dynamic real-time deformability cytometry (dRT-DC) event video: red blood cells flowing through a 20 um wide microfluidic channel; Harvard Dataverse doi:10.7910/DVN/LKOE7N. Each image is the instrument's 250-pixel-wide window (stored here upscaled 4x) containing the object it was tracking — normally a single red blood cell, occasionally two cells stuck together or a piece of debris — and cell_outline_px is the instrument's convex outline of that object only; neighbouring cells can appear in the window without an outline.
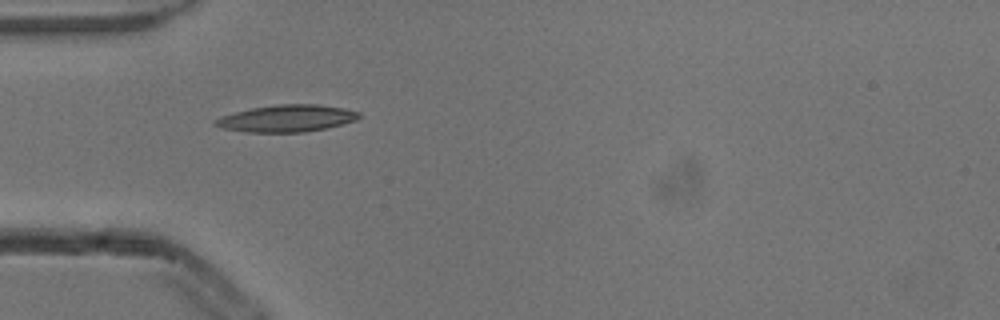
{"species": "common noctule bat (a hibernating species)", "species_latin": "Nyctalus noctula", "temperature_condition": "cold", "stored_images_in_passage": 3, "camera_frame_rate_fps": 3000, "um_per_image_px": 0.085, "animal": {"sex": "male", "body_mass_g": 13.3}, "frame": {"image": 1, "passage_image": 2, "time_ms": 0.333, "image_size_px": [1000, 320], "cell_outline_px": [[360, 116], [356, 120], [328, 128], [304, 132], [248, 132], [224, 128], [212, 124], [212, 120], [220, 116], [252, 108], [280, 104], [316, 104], [344, 108], [360, 112]], "centroid_in_image_um": [24.37, 10.06], "position_along_channel_um": 60.6, "area_um2": 22.54}}
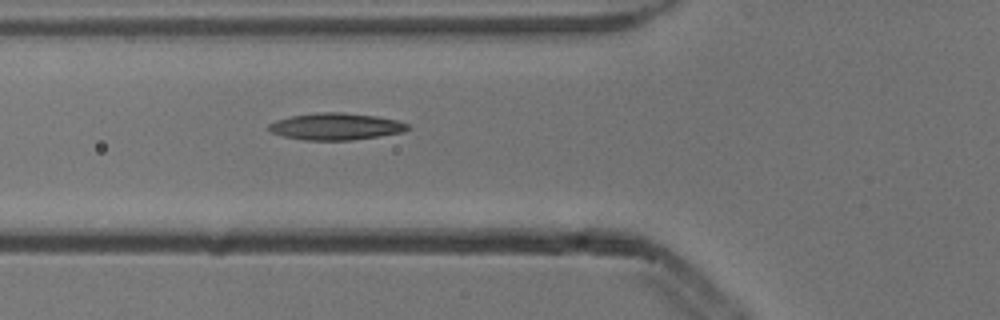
{"frame": {"image": 2, "passage_image": 3, "time_ms": 0.667, "image_size_px": [1000, 320], "cell_outline_px": [[412, 128], [404, 132], [380, 136], [352, 140], [304, 140], [284, 136], [272, 132], [268, 128], [268, 124], [276, 120], [292, 116], [320, 112], [340, 112], [376, 116], [396, 120], [408, 124]], "centroid_in_image_um": [28.58, 10.75], "position_along_channel_um": 97.2, "area_um2": 21.68}}